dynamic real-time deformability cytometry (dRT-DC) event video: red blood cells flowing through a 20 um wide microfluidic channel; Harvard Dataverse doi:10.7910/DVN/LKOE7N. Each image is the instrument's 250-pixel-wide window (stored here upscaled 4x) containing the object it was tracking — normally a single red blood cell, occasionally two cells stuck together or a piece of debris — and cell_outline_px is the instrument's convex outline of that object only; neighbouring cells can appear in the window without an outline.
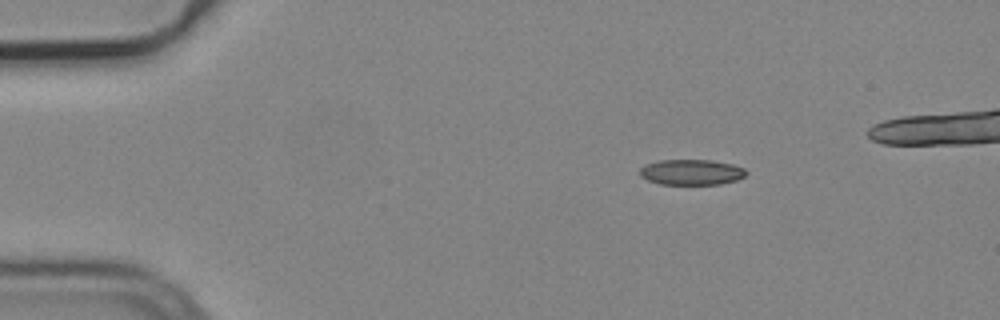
{"species": "common noctule bat (a hibernating species)", "species_latin": "Nyctalus noctula", "temperature_condition": "cold", "stored_images_in_passage": 5, "camera_frame_rate_fps": 3000, "um_per_image_px": 0.085, "animal": {"sex": "male", "body_mass_g": 19.2, "forearm_length_mm": 51.8}, "frame": {"image": 1, "passage_image": 1, "time_ms": 0.0, "image_size_px": [1000, 320], "cell_outline_px": [[748, 172], [744, 176], [736, 180], [720, 184], [660, 184], [648, 180], [640, 176], [640, 168], [644, 164], [660, 160], [712, 160], [732, 164], [744, 168]], "centroid_in_image_um": [58.76, 14.63], "position_along_channel_um": 26.2, "area_um2": 15.84}}
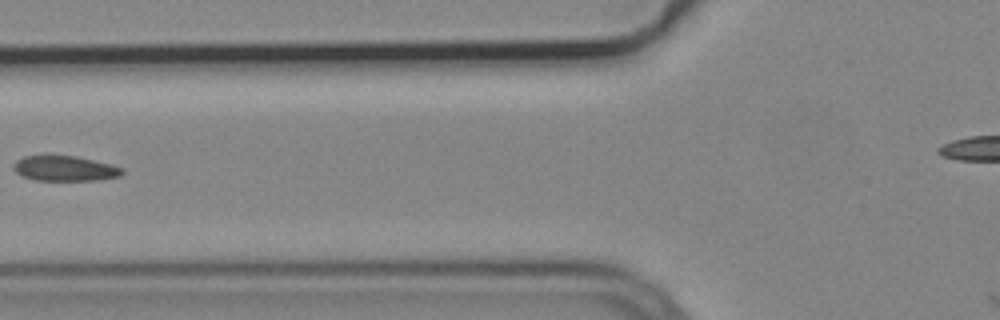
{"frame": {"image": 2, "passage_image": 4, "time_ms": 1.0, "image_size_px": [1000, 320], "cell_outline_px": [[124, 172], [120, 176], [100, 180], [36, 180], [20, 176], [12, 168], [16, 160], [24, 156], [76, 156], [112, 164], [124, 168]], "centroid_in_image_um": [5.53, 14.32], "position_along_channel_um": 120.3, "area_um2": 16.01}}
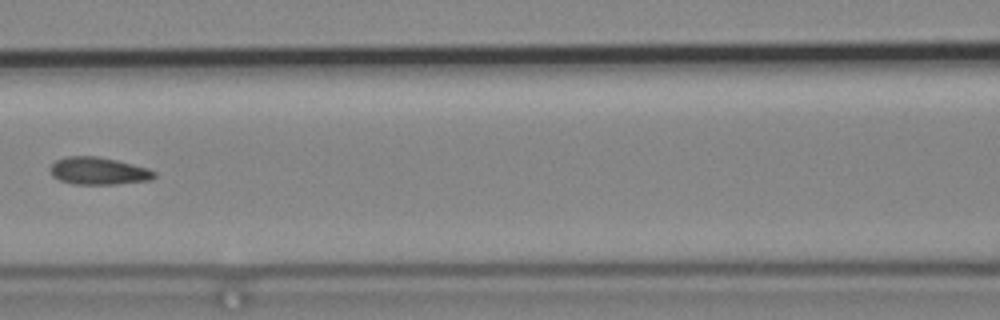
{"frame": {"image": 3, "passage_image": 5, "time_ms": 1.333, "image_size_px": [1000, 320], "cell_outline_px": [[156, 176], [152, 180], [116, 184], [76, 184], [60, 180], [52, 176], [48, 168], [56, 160], [64, 156], [96, 156], [116, 160], [148, 168], [156, 172]], "centroid_in_image_um": [8.36, 14.53], "position_along_channel_um": 158.2, "area_um2": 16.7}}